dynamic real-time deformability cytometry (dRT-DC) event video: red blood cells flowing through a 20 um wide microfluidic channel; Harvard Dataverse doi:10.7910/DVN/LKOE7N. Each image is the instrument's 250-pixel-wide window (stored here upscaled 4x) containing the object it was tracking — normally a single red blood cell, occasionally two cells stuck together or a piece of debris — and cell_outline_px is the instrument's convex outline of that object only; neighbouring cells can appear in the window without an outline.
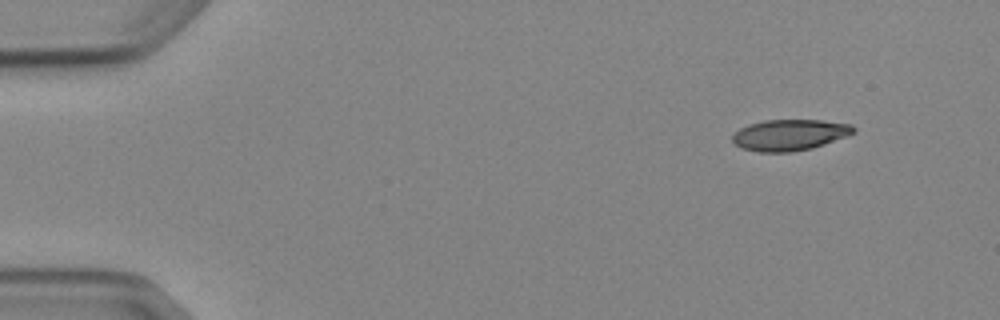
{"species": "Egyptian fruit bat (a non-hibernating species)", "species_latin": "Rousettus aegyptiacus", "temperature_condition": "cold", "stored_images_in_passage": 4, "camera_frame_rate_fps": 3000, "um_per_image_px": 0.085, "animal": {"sex": "female"}, "frame": {"image": 1, "passage_image": 1, "time_ms": 0.0, "image_size_px": [1000, 320], "cell_outline_px": [[856, 132], [848, 136], [812, 148], [792, 152], [756, 152], [740, 148], [732, 140], [732, 136], [740, 128], [748, 124], [764, 120], [820, 120], [852, 124], [856, 128]], "centroid_in_image_um": [67.13, 11.47], "position_along_channel_um": 17.9, "area_um2": 22.14}}
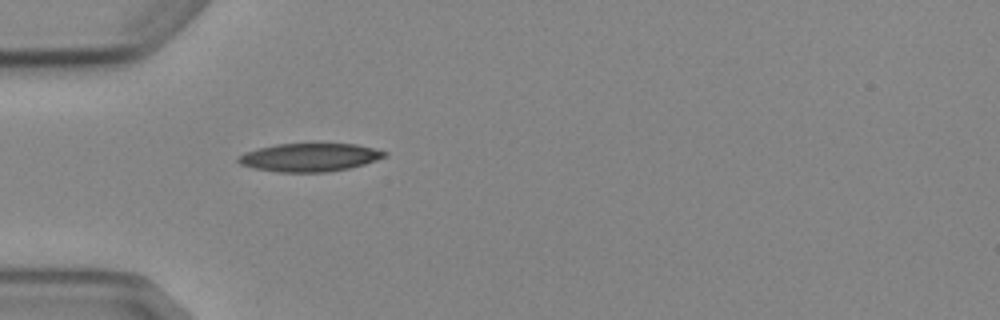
{"frame": {"image": 2, "passage_image": 4, "time_ms": 3.667, "image_size_px": [1000, 320], "cell_outline_px": [[388, 156], [364, 164], [348, 168], [324, 172], [280, 172], [256, 168], [240, 164], [236, 160], [236, 156], [244, 152], [276, 144], [356, 144], [388, 152]], "centroid_in_image_um": [26.31, 13.37], "position_along_channel_um": 58.7, "area_um2": 23.87}}